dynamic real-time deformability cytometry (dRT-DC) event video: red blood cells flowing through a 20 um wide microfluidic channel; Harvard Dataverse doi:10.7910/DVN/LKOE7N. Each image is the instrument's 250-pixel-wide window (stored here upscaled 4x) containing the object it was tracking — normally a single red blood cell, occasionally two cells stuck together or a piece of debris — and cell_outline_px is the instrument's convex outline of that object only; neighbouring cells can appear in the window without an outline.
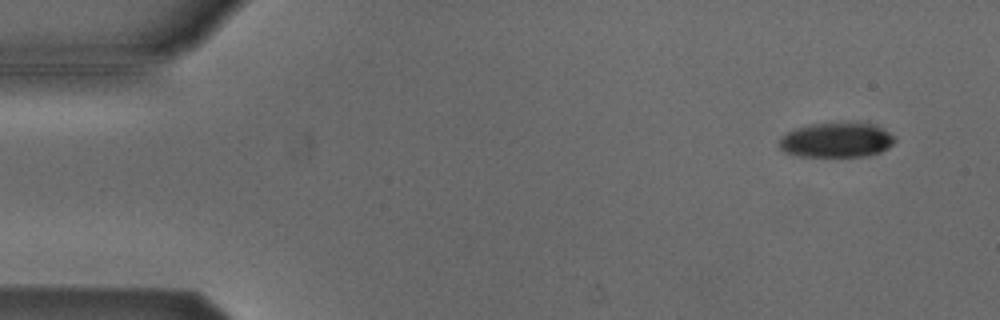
{"species": "Egyptian fruit bat (a non-hibernating species)", "species_latin": "Rousettus aegyptiacus", "temperature_condition": "cold", "stored_images_in_passage": 54, "camera_frame_rate_fps": 3000, "um_per_image_px": 0.085, "animal": {"sex": "male"}, "frame": {"image": 1, "passage_image": 4, "time_ms": 1.0, "image_size_px": [1000, 320], "cell_outline_px": [[896, 140], [888, 148], [880, 152], [868, 156], [800, 156], [784, 152], [780, 148], [780, 136], [796, 128], [808, 124], [856, 120], [876, 124], [896, 136]], "centroid_in_image_um": [71.15, 11.86], "position_along_channel_um": 13.8, "area_um2": 24.22}}
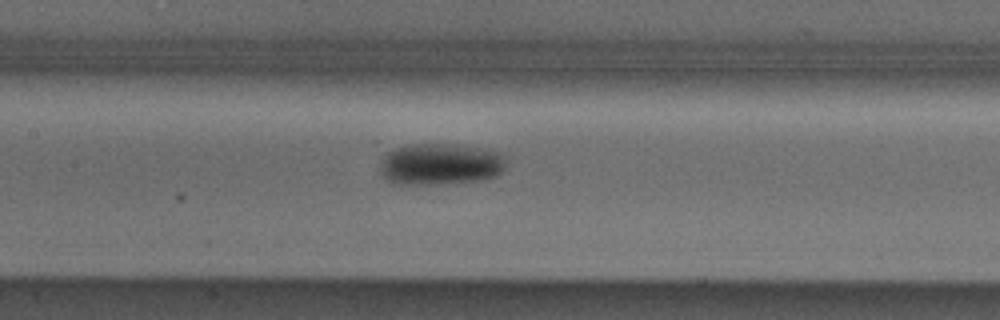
{"frame": {"image": 2, "passage_image": 25, "time_ms": 8.0, "image_size_px": [1000, 320], "cell_outline_px": [[504, 168], [496, 176], [484, 180], [436, 184], [392, 184], [380, 172], [380, 164], [384, 156], [388, 152], [396, 148], [408, 144], [448, 144], [476, 148], [500, 152], [504, 156]], "centroid_in_image_um": [37.4, 13.96], "position_along_channel_um": 170.0, "area_um2": 30.4}}
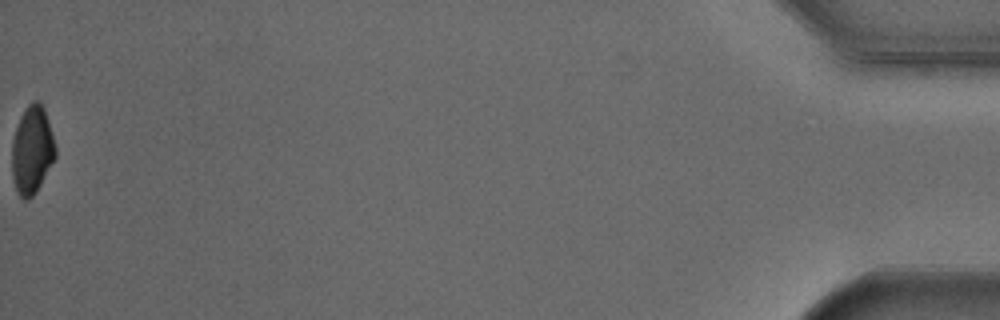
{"frame": {"image": 3, "passage_image": 54, "time_ms": 17.667, "image_size_px": [1000, 320], "cell_outline_px": [[56, 156], [36, 192], [28, 200], [24, 200], [16, 192], [12, 176], [12, 140], [20, 116], [24, 108], [32, 100], [40, 100], [44, 108], [48, 120], [56, 148]], "centroid_in_image_um": [2.71, 12.74], "position_along_channel_um": 432.5, "area_um2": 22.43}, "authors_computed_cell_mechanics": {"area_um2": 25.6921, "velocity_mm_per_s": 3.8227, "shape_relaxation_time_tau1_ms": 3.2089, "shape_relaxation_time_tau2_ms": null, "deformation_change_tau1": 0.0837, "deformation_change_tau2": null}}